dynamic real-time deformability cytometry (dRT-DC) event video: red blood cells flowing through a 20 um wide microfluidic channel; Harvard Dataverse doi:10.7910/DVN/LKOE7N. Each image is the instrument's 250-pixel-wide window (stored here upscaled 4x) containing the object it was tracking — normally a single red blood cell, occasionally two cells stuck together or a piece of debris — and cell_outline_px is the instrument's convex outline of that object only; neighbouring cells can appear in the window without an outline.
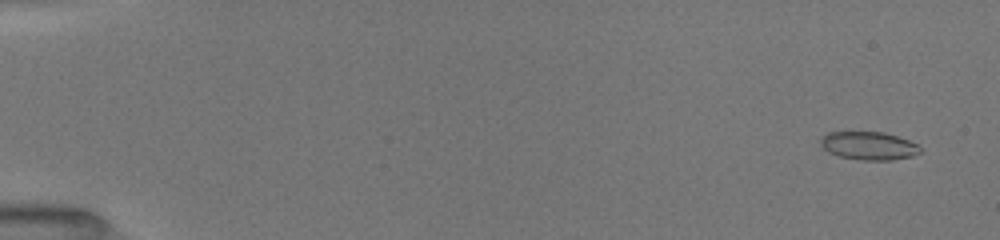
{"species": "common noctule bat (a hibernating species)", "species_latin": "Nyctalus noctula", "temperature_condition": "room temperature", "stored_images_in_passage": 52, "camera_frame_rate_fps": 3000, "um_per_image_px": 0.085, "animal": {"sex": "female", "body_mass_g": 19.5, "forearm_length_mm": 54.1}, "frame": {"image": 1, "passage_image": 3, "time_ms": 0.667, "image_size_px": [1000, 240], "cell_outline_px": [[920, 152], [912, 156], [892, 160], [860, 160], [840, 156], [828, 152], [820, 144], [820, 140], [828, 132], [884, 132], [908, 140], [916, 144], [920, 148]], "centroid_in_image_um": [73.83, 12.39], "position_along_channel_um": 11.2, "area_um2": 16.18}}
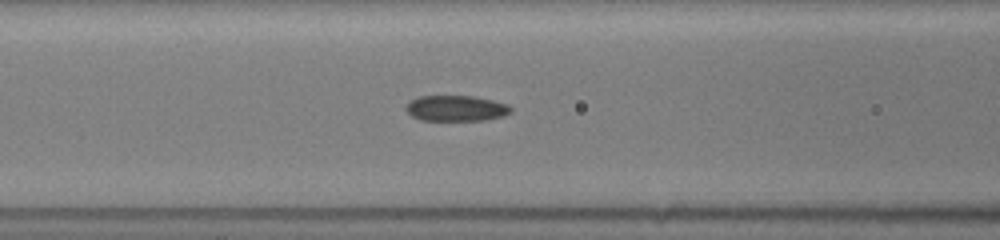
{"frame": {"image": 2, "passage_image": 23, "time_ms": 7.333, "image_size_px": [1000, 240], "cell_outline_px": [[512, 112], [504, 116], [484, 120], [420, 120], [412, 116], [404, 108], [416, 96], [472, 96], [492, 100], [508, 104], [512, 108]], "centroid_in_image_um": [38.78, 9.2], "position_along_channel_um": 127.8, "area_um2": 15.72}}
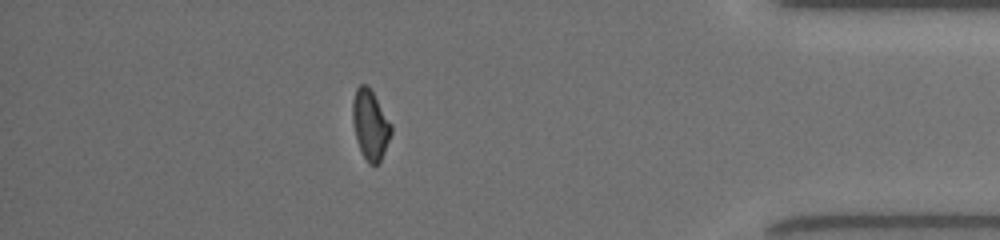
{"frame": {"image": 3, "passage_image": 46, "time_ms": 15.0, "image_size_px": [1000, 240], "cell_outline_px": [[392, 132], [384, 152], [380, 160], [376, 164], [368, 164], [356, 140], [352, 120], [352, 100], [356, 88], [360, 84], [368, 84], [392, 124]], "centroid_in_image_um": [31.46, 10.56], "position_along_channel_um": 403.7, "area_um2": 15.72}, "authors_computed_cell_mechanics": {"area_um2": 16.1262, "velocity_mm_per_s": 4.0449, "shape_relaxation_time_tau1_ms": 4.6038, "shape_relaxation_time_tau2_ms": 2.171, "deformation_change_tau1": 0.1226, "deformation_change_tau2": 0.0683}}